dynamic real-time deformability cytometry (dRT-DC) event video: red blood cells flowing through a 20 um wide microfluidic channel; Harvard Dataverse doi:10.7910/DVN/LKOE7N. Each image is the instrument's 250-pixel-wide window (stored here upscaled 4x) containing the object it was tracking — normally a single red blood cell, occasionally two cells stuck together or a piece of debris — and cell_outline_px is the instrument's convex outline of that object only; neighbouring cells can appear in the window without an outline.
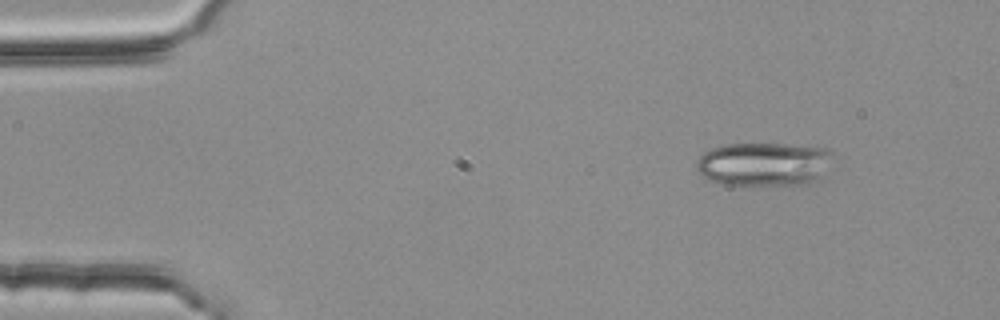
{"species": "common noctule bat (a hibernating species)", "species_latin": "Nyctalus noctula", "temperature_condition": "room temperature", "stored_images_in_passage": 54, "camera_frame_rate_fps": 3000, "um_per_image_px": 0.085, "animal": {"sex": "female", "body_mass_g": 25.1}, "frame": {"image": 1, "passage_image": 7, "time_ms": 2.0, "image_size_px": [1000, 320], "cell_outline_px": [[832, 152], [816, 184], [720, 184], [704, 176], [696, 168], [696, 160], [704, 152], [712, 148], [724, 144], [784, 144], [832, 148]], "centroid_in_image_um": [64.92, 13.93], "position_along_channel_um": 20.1, "area_um2": 34.39}}
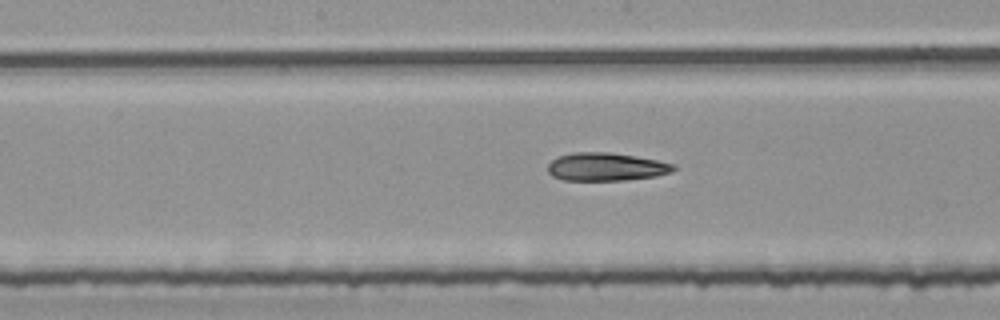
{"frame": {"image": 2, "passage_image": 28, "time_ms": 9.0, "image_size_px": [1000, 320], "cell_outline_px": [[676, 168], [672, 172], [656, 176], [624, 180], [564, 180], [552, 176], [548, 172], [548, 164], [552, 160], [560, 156], [572, 152], [612, 152], [656, 160], [676, 164]], "centroid_in_image_um": [51.52, 14.18], "position_along_channel_um": 196.7, "area_um2": 20.58}}
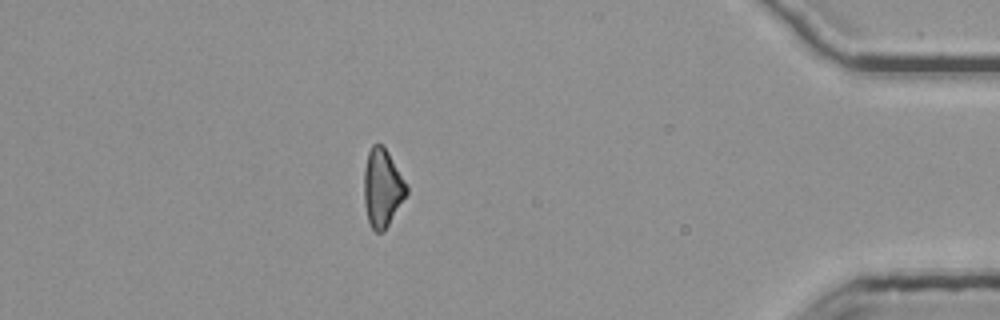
{"frame": {"image": 3, "passage_image": 48, "time_ms": 15.667, "image_size_px": [1000, 320], "cell_outline_px": [[408, 192], [384, 232], [376, 232], [372, 228], [368, 220], [364, 204], [364, 168], [368, 152], [372, 144], [384, 144], [404, 180], [408, 188]], "centroid_in_image_um": [32.49, 15.96], "position_along_channel_um": 402.7, "area_um2": 19.31}, "authors_computed_cell_mechanics": {"area_um2": 20.8947, "velocity_mm_per_s": 3.8062, "shape_relaxation_time_tau1_ms": 9.0431, "shape_relaxation_time_tau2_ms": 5.533, "deformation_change_tau1": 0.2108, "deformation_change_tau2": 0.1799}}